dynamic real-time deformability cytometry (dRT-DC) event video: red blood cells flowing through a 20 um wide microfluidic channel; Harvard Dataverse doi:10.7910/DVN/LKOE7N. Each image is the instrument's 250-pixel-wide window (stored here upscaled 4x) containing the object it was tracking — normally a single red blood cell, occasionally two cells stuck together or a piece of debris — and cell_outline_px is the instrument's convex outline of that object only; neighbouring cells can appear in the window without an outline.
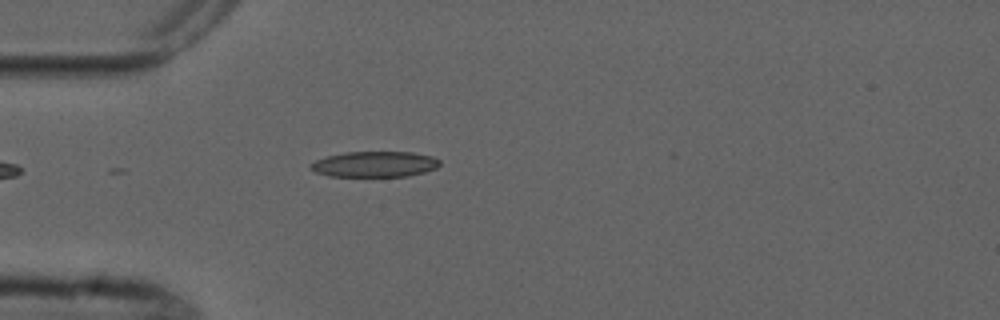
{"species": "common noctule bat (a hibernating species)", "species_latin": "Nyctalus noctula", "temperature_condition": "cold", "stored_images_in_passage": 5, "camera_frame_rate_fps": 3000, "um_per_image_px": 0.085, "animal": {"sex": "male", "forearm_length_mm": 52.5}, "frame": {"image": 1, "passage_image": 5, "time_ms": 4.667, "image_size_px": [1000, 320], "cell_outline_px": [[440, 164], [436, 168], [424, 172], [408, 176], [328, 176], [316, 172], [308, 168], [308, 164], [316, 160], [328, 156], [344, 152], [412, 152], [432, 156], [440, 160]], "centroid_in_image_um": [31.83, 13.95], "position_along_channel_um": 53.2, "area_um2": 19.36}}